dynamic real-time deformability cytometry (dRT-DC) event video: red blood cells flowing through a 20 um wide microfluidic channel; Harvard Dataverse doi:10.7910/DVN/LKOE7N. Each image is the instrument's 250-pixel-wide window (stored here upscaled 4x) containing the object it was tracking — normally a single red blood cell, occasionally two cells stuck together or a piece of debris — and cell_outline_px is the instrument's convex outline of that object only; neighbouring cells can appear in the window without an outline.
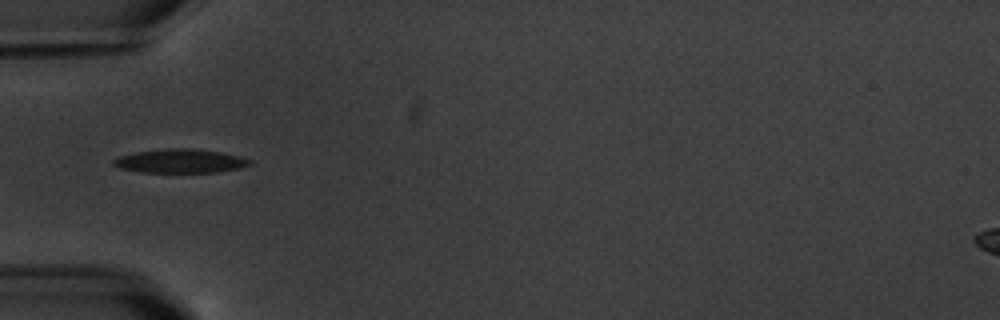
{"species": "common noctule bat (a hibernating species)", "species_latin": "Nyctalus noctula", "temperature_condition": "warm", "stored_images_in_passage": 4, "camera_frame_rate_fps": 3000, "um_per_image_px": 0.085, "animal": {"sex": "male", "body_mass_g": 20.1, "forearm_length_mm": 53.5}, "frame": {"image": 1, "passage_image": 1, "time_ms": 0.0, "image_size_px": [1000, 320], "cell_outline_px": [[252, 164], [240, 168], [220, 172], [140, 172], [120, 168], [112, 164], [112, 160], [120, 156], [136, 152], [168, 148], [188, 148], [220, 152], [240, 156], [252, 160]], "centroid_in_image_um": [15.35, 13.69], "position_along_channel_um": 69.7, "area_um2": 18.9}}
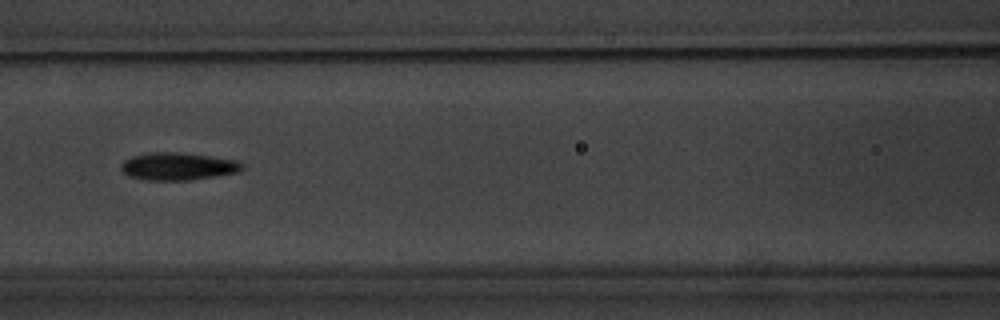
{"frame": {"image": 2, "passage_image": 3, "time_ms": 2.333, "image_size_px": [1000, 320], "cell_outline_px": [[244, 168], [240, 172], [192, 180], [148, 180], [128, 176], [120, 168], [120, 164], [124, 160], [132, 156], [148, 152], [180, 152], [236, 160], [244, 164]], "centroid_in_image_um": [15.13, 14.14], "position_along_channel_um": 151.5, "area_um2": 19.59}}
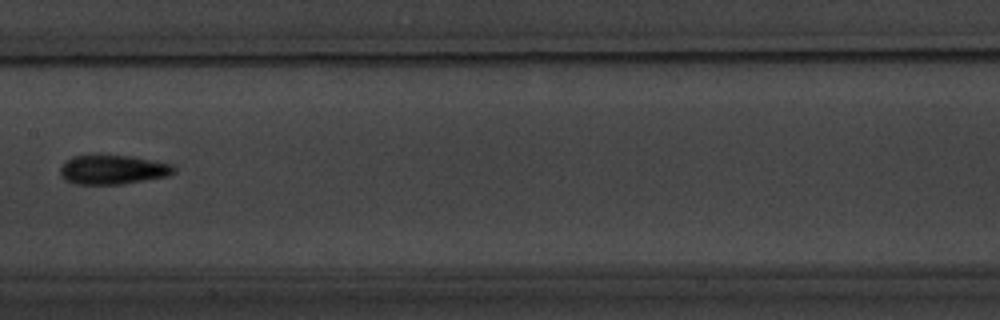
{"frame": {"image": 3, "passage_image": 4, "time_ms": 3.667, "image_size_px": [1000, 320], "cell_outline_px": [[176, 172], [168, 176], [124, 184], [76, 184], [64, 180], [60, 176], [60, 168], [64, 160], [72, 156], [88, 152], [96, 152], [132, 156], [176, 164]], "centroid_in_image_um": [9.56, 14.36], "position_along_channel_um": 197.8, "area_um2": 20.63}}